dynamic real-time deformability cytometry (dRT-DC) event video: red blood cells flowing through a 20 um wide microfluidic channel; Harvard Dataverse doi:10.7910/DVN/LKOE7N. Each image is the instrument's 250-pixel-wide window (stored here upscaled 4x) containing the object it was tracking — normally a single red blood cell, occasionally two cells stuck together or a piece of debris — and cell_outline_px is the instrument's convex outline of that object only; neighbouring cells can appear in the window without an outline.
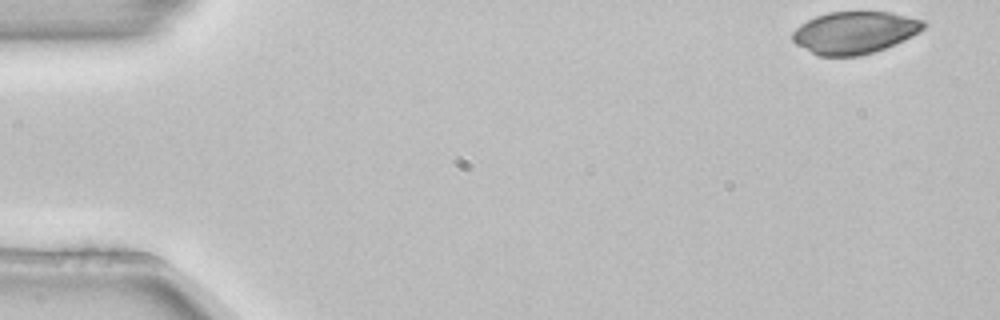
{"species": "common noctule bat (a hibernating species)", "species_latin": "Nyctalus noctula", "temperature_condition": "room temperature", "stored_images_in_passage": 5, "segment_of_instrument_passage": [1, 2], "camera_frame_rate_fps": 3000, "um_per_image_px": 0.085, "animal": {"sex": "female", "body_mass_g": 22.7, "forearm_length_mm": 54.2}, "frame": {"image": 1, "passage_image": 1, "time_ms": 0.0, "image_size_px": [1000, 320], "cell_outline_px": [[928, 24], [920, 32], [896, 44], [860, 56], [820, 56], [796, 44], [792, 40], [792, 32], [800, 24], [816, 16], [828, 12], [892, 12], [924, 20]], "centroid_in_image_um": [72.67, 2.76], "position_along_channel_um": 12.3, "area_um2": 32.25}}
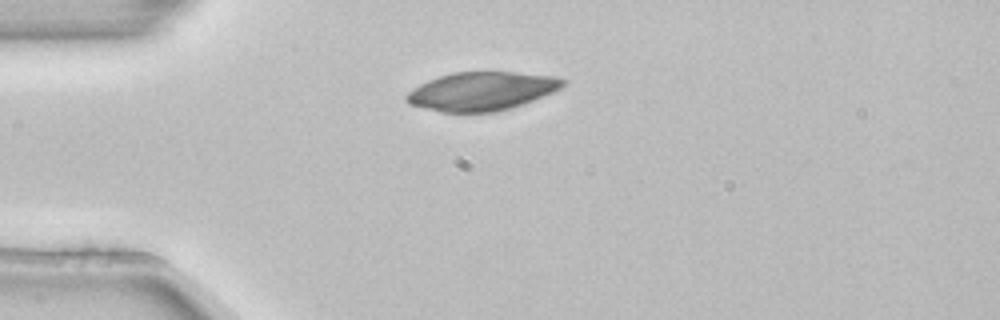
{"frame": {"image": 2, "passage_image": 4, "time_ms": 1.0, "image_size_px": [1000, 320], "cell_outline_px": [[568, 80], [560, 88], [552, 92], [524, 104], [512, 108], [496, 112], [440, 112], [408, 104], [404, 100], [404, 96], [412, 88], [428, 80], [452, 72], [516, 72], [556, 76]], "centroid_in_image_um": [40.93, 7.75], "position_along_channel_um": 44.1, "area_um2": 35.37}}